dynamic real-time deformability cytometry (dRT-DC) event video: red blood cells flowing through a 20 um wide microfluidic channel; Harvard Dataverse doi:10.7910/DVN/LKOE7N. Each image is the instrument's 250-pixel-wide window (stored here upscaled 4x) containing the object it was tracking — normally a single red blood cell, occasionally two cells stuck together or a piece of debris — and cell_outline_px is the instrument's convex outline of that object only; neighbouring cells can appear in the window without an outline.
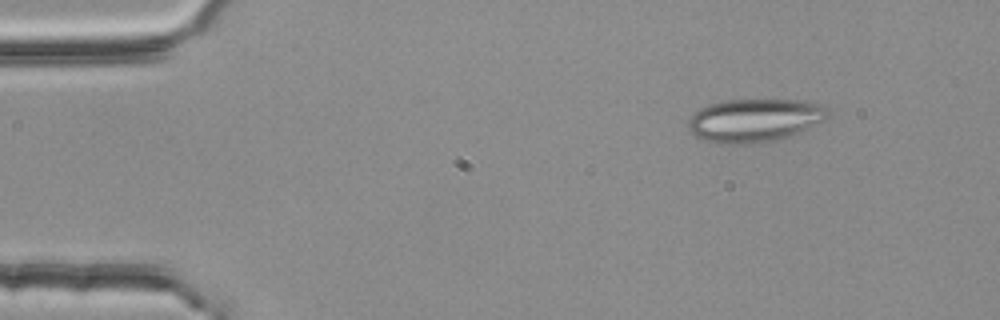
{"species": "common noctule bat (a hibernating species)", "species_latin": "Nyctalus noctula", "temperature_condition": "room temperature", "stored_images_in_passage": 54, "camera_frame_rate_fps": 3000, "um_per_image_px": 0.085, "animal": {"sex": "female", "body_mass_g": 25.1}, "frame": {"image": 1, "passage_image": 7, "time_ms": 2.0, "image_size_px": [1000, 320], "cell_outline_px": [[832, 112], [824, 120], [792, 136], [776, 140], [744, 144], [728, 144], [708, 140], [696, 136], [688, 128], [688, 120], [700, 108], [708, 104], [728, 100], [808, 100], [820, 104], [828, 108]], "centroid_in_image_um": [64.2, 10.21], "position_along_channel_um": 20.8, "area_um2": 35.14}}
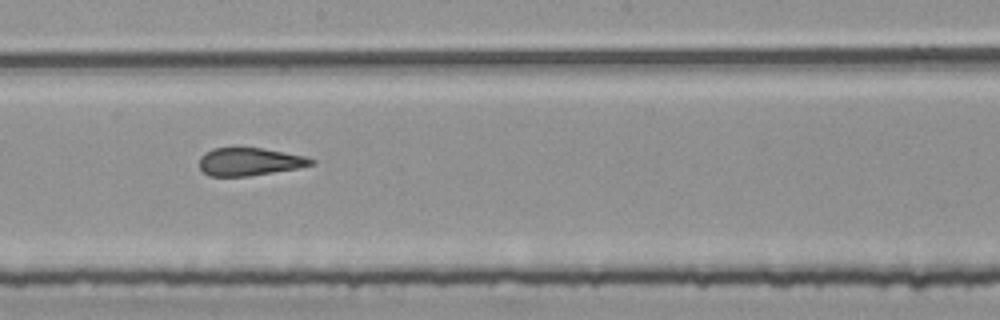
{"frame": {"image": 2, "passage_image": 30, "time_ms": 9.667, "image_size_px": [1000, 320], "cell_outline_px": [[316, 164], [300, 168], [248, 176], [208, 176], [200, 168], [200, 156], [204, 152], [212, 148], [260, 148], [284, 152], [304, 156], [316, 160]], "centroid_in_image_um": [21.23, 13.75], "position_along_channel_um": 227.0, "area_um2": 18.21}}
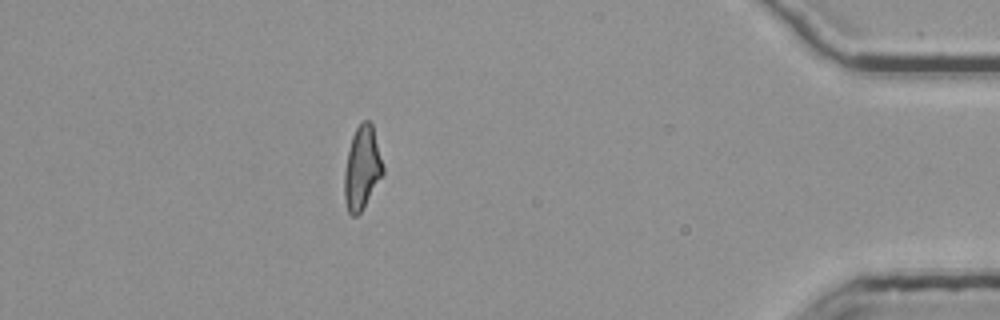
{"frame": {"image": 3, "passage_image": 48, "time_ms": 15.667, "image_size_px": [1000, 320], "cell_outline_px": [[384, 172], [360, 212], [356, 216], [352, 216], [348, 212], [344, 196], [344, 172], [348, 152], [352, 136], [356, 128], [364, 120], [368, 120], [372, 124], [384, 168]], "centroid_in_image_um": [30.76, 14.27], "position_along_channel_um": 404.4, "area_um2": 18.32}, "authors_computed_cell_mechanics": {"area_um2": 19.5364, "velocity_mm_per_s": 3.8104, "shape_relaxation_time_tau1_ms": null, "shape_relaxation_time_tau2_ms": 1.0572, "deformation_change_tau1": null, "deformation_change_tau2": 0.1123}}